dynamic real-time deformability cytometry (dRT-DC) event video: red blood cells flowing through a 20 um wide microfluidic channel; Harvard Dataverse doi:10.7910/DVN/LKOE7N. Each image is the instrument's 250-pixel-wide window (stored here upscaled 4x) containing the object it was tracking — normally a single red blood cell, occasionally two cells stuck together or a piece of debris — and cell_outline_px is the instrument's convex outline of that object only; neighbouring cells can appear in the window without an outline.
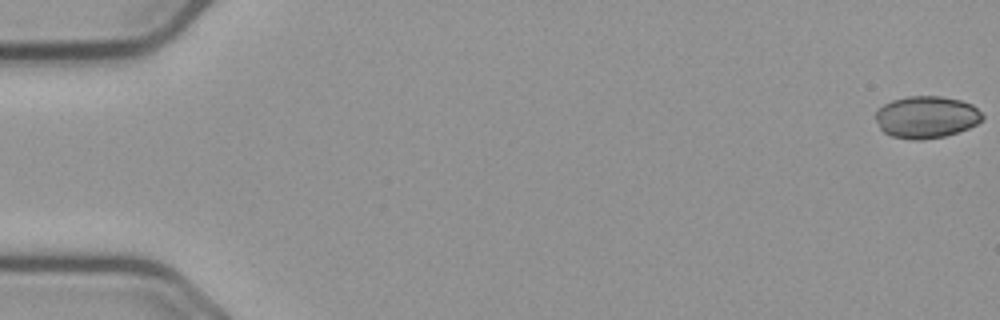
{"species": "common noctule bat (a hibernating species)", "species_latin": "Nyctalus noctula", "temperature_condition": "cold", "stored_images_in_passage": 52, "segment_of_instrument_passage": [1, 2], "camera_frame_rate_fps": 3000, "um_per_image_px": 0.085, "animal": {"sex": "male", "body_mass_g": 23.1, "forearm_length_mm": 52.7}, "frame": {"image": 1, "passage_image": 1, "time_ms": 0.0, "image_size_px": [1000, 320], "cell_outline_px": [[984, 116], [976, 124], [968, 128], [944, 136], [920, 140], [912, 140], [892, 136], [884, 132], [880, 128], [876, 120], [876, 112], [884, 104], [892, 100], [908, 96], [940, 96], [960, 100], [972, 104]], "centroid_in_image_um": [78.73, 9.95], "position_along_channel_um": 6.3, "area_um2": 25.95}}
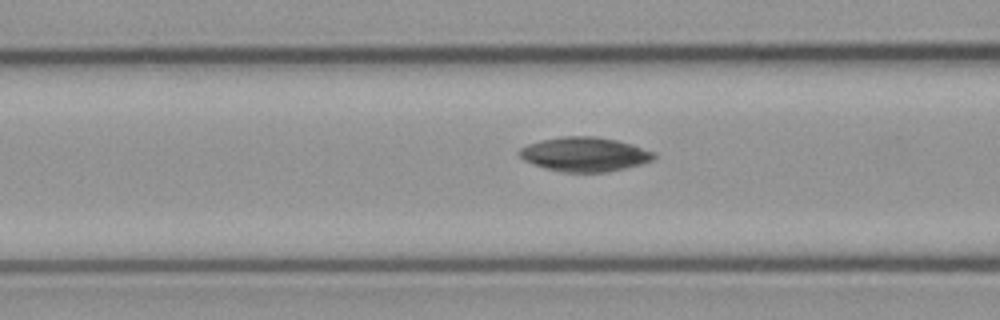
{"frame": {"image": 2, "passage_image": 23, "time_ms": 7.333, "image_size_px": [1000, 320], "cell_outline_px": [[656, 156], [652, 160], [640, 164], [608, 172], [560, 172], [544, 168], [524, 160], [516, 152], [520, 148], [528, 144], [540, 140], [560, 136], [596, 136], [616, 140], [632, 144], [656, 152]], "centroid_in_image_um": [49.67, 13.11], "position_along_channel_um": 116.9, "area_um2": 27.05}}
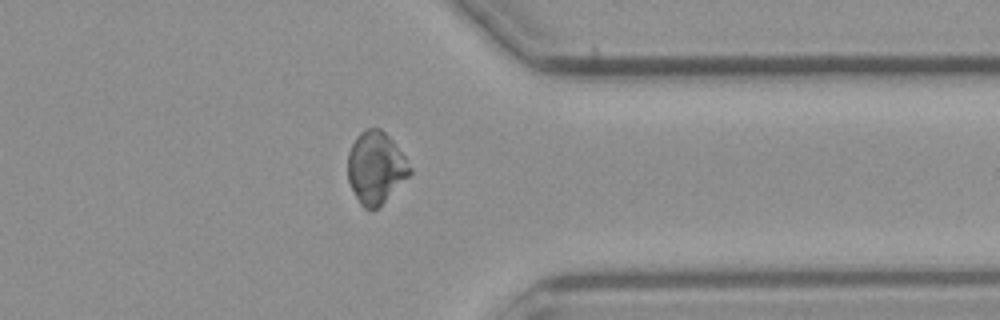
{"frame": {"image": 3, "passage_image": 45, "time_ms": 14.667, "image_size_px": [1000, 320], "cell_outline_px": [[412, 172], [380, 208], [372, 212], [364, 208], [360, 204], [348, 180], [348, 152], [356, 136], [364, 128], [380, 128], [392, 140], [404, 156], [412, 168]], "centroid_in_image_um": [31.94, 14.28], "position_along_channel_um": 379.5, "area_um2": 26.24}}